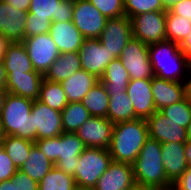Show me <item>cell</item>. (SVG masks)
Listing matches in <instances>:
<instances>
[{
  "label": "cell",
  "instance_id": "cell-1",
  "mask_svg": "<svg viewBox=\"0 0 191 190\" xmlns=\"http://www.w3.org/2000/svg\"><path fill=\"white\" fill-rule=\"evenodd\" d=\"M149 138L146 119H133L114 124L109 153L112 161L133 164Z\"/></svg>",
  "mask_w": 191,
  "mask_h": 190
},
{
  "label": "cell",
  "instance_id": "cell-2",
  "mask_svg": "<svg viewBox=\"0 0 191 190\" xmlns=\"http://www.w3.org/2000/svg\"><path fill=\"white\" fill-rule=\"evenodd\" d=\"M133 172L136 185L155 190H171L172 183L167 179L163 166L161 143L148 138L134 163Z\"/></svg>",
  "mask_w": 191,
  "mask_h": 190
},
{
  "label": "cell",
  "instance_id": "cell-3",
  "mask_svg": "<svg viewBox=\"0 0 191 190\" xmlns=\"http://www.w3.org/2000/svg\"><path fill=\"white\" fill-rule=\"evenodd\" d=\"M148 49L155 77L184 83L191 63L180 50L179 44L165 40L150 44Z\"/></svg>",
  "mask_w": 191,
  "mask_h": 190
},
{
  "label": "cell",
  "instance_id": "cell-4",
  "mask_svg": "<svg viewBox=\"0 0 191 190\" xmlns=\"http://www.w3.org/2000/svg\"><path fill=\"white\" fill-rule=\"evenodd\" d=\"M33 100L8 93L0 113L2 136L13 135L35 142L37 130L31 116Z\"/></svg>",
  "mask_w": 191,
  "mask_h": 190
},
{
  "label": "cell",
  "instance_id": "cell-5",
  "mask_svg": "<svg viewBox=\"0 0 191 190\" xmlns=\"http://www.w3.org/2000/svg\"><path fill=\"white\" fill-rule=\"evenodd\" d=\"M35 144L55 167L71 175H74L79 156L86 148L76 133L66 132L58 137L38 139Z\"/></svg>",
  "mask_w": 191,
  "mask_h": 190
},
{
  "label": "cell",
  "instance_id": "cell-6",
  "mask_svg": "<svg viewBox=\"0 0 191 190\" xmlns=\"http://www.w3.org/2000/svg\"><path fill=\"white\" fill-rule=\"evenodd\" d=\"M112 157L108 149L86 147L79 156L74 178L77 186L94 188L108 169Z\"/></svg>",
  "mask_w": 191,
  "mask_h": 190
},
{
  "label": "cell",
  "instance_id": "cell-7",
  "mask_svg": "<svg viewBox=\"0 0 191 190\" xmlns=\"http://www.w3.org/2000/svg\"><path fill=\"white\" fill-rule=\"evenodd\" d=\"M148 46L141 40L132 37L122 50L119 58L127 69L130 80L152 79L155 76L149 58Z\"/></svg>",
  "mask_w": 191,
  "mask_h": 190
},
{
  "label": "cell",
  "instance_id": "cell-8",
  "mask_svg": "<svg viewBox=\"0 0 191 190\" xmlns=\"http://www.w3.org/2000/svg\"><path fill=\"white\" fill-rule=\"evenodd\" d=\"M130 20L134 38L147 45L166 40V11L141 13Z\"/></svg>",
  "mask_w": 191,
  "mask_h": 190
},
{
  "label": "cell",
  "instance_id": "cell-9",
  "mask_svg": "<svg viewBox=\"0 0 191 190\" xmlns=\"http://www.w3.org/2000/svg\"><path fill=\"white\" fill-rule=\"evenodd\" d=\"M35 71L45 74L60 54L50 33L26 37L22 41Z\"/></svg>",
  "mask_w": 191,
  "mask_h": 190
},
{
  "label": "cell",
  "instance_id": "cell-10",
  "mask_svg": "<svg viewBox=\"0 0 191 190\" xmlns=\"http://www.w3.org/2000/svg\"><path fill=\"white\" fill-rule=\"evenodd\" d=\"M107 18L88 0H74L72 22L85 39L99 38Z\"/></svg>",
  "mask_w": 191,
  "mask_h": 190
},
{
  "label": "cell",
  "instance_id": "cell-11",
  "mask_svg": "<svg viewBox=\"0 0 191 190\" xmlns=\"http://www.w3.org/2000/svg\"><path fill=\"white\" fill-rule=\"evenodd\" d=\"M132 37L131 20L126 15H123L107 19L105 28L98 39L111 54L119 58L122 50Z\"/></svg>",
  "mask_w": 191,
  "mask_h": 190
},
{
  "label": "cell",
  "instance_id": "cell-12",
  "mask_svg": "<svg viewBox=\"0 0 191 190\" xmlns=\"http://www.w3.org/2000/svg\"><path fill=\"white\" fill-rule=\"evenodd\" d=\"M81 67L84 71L100 79L107 65L116 57L101 44L98 38L85 39L79 51Z\"/></svg>",
  "mask_w": 191,
  "mask_h": 190
},
{
  "label": "cell",
  "instance_id": "cell-13",
  "mask_svg": "<svg viewBox=\"0 0 191 190\" xmlns=\"http://www.w3.org/2000/svg\"><path fill=\"white\" fill-rule=\"evenodd\" d=\"M37 140L58 137L63 133L61 112L51 109L39 100H34L31 108Z\"/></svg>",
  "mask_w": 191,
  "mask_h": 190
},
{
  "label": "cell",
  "instance_id": "cell-14",
  "mask_svg": "<svg viewBox=\"0 0 191 190\" xmlns=\"http://www.w3.org/2000/svg\"><path fill=\"white\" fill-rule=\"evenodd\" d=\"M114 124L104 117L91 116L76 134L86 147L108 149Z\"/></svg>",
  "mask_w": 191,
  "mask_h": 190
},
{
  "label": "cell",
  "instance_id": "cell-15",
  "mask_svg": "<svg viewBox=\"0 0 191 190\" xmlns=\"http://www.w3.org/2000/svg\"><path fill=\"white\" fill-rule=\"evenodd\" d=\"M136 185L133 166L112 161L108 169L98 179L95 190H129Z\"/></svg>",
  "mask_w": 191,
  "mask_h": 190
},
{
  "label": "cell",
  "instance_id": "cell-16",
  "mask_svg": "<svg viewBox=\"0 0 191 190\" xmlns=\"http://www.w3.org/2000/svg\"><path fill=\"white\" fill-rule=\"evenodd\" d=\"M149 138L157 140L160 143H186V128L178 126L163 115L156 111L147 119Z\"/></svg>",
  "mask_w": 191,
  "mask_h": 190
},
{
  "label": "cell",
  "instance_id": "cell-17",
  "mask_svg": "<svg viewBox=\"0 0 191 190\" xmlns=\"http://www.w3.org/2000/svg\"><path fill=\"white\" fill-rule=\"evenodd\" d=\"M152 79L130 80L126 93L134 106L135 116L140 119H148L156 112L151 91Z\"/></svg>",
  "mask_w": 191,
  "mask_h": 190
},
{
  "label": "cell",
  "instance_id": "cell-18",
  "mask_svg": "<svg viewBox=\"0 0 191 190\" xmlns=\"http://www.w3.org/2000/svg\"><path fill=\"white\" fill-rule=\"evenodd\" d=\"M74 0H31L28 13L52 22L72 21Z\"/></svg>",
  "mask_w": 191,
  "mask_h": 190
},
{
  "label": "cell",
  "instance_id": "cell-19",
  "mask_svg": "<svg viewBox=\"0 0 191 190\" xmlns=\"http://www.w3.org/2000/svg\"><path fill=\"white\" fill-rule=\"evenodd\" d=\"M26 11L13 8L0 0V34L10 42H22L25 38Z\"/></svg>",
  "mask_w": 191,
  "mask_h": 190
},
{
  "label": "cell",
  "instance_id": "cell-20",
  "mask_svg": "<svg viewBox=\"0 0 191 190\" xmlns=\"http://www.w3.org/2000/svg\"><path fill=\"white\" fill-rule=\"evenodd\" d=\"M43 74L27 72L26 74H6L5 89L8 93L22 96L31 100L39 97Z\"/></svg>",
  "mask_w": 191,
  "mask_h": 190
},
{
  "label": "cell",
  "instance_id": "cell-21",
  "mask_svg": "<svg viewBox=\"0 0 191 190\" xmlns=\"http://www.w3.org/2000/svg\"><path fill=\"white\" fill-rule=\"evenodd\" d=\"M49 33L60 54L78 52L85 40L72 21L52 22Z\"/></svg>",
  "mask_w": 191,
  "mask_h": 190
},
{
  "label": "cell",
  "instance_id": "cell-22",
  "mask_svg": "<svg viewBox=\"0 0 191 190\" xmlns=\"http://www.w3.org/2000/svg\"><path fill=\"white\" fill-rule=\"evenodd\" d=\"M185 143H161L163 166L167 179L173 184L187 170Z\"/></svg>",
  "mask_w": 191,
  "mask_h": 190
},
{
  "label": "cell",
  "instance_id": "cell-23",
  "mask_svg": "<svg viewBox=\"0 0 191 190\" xmlns=\"http://www.w3.org/2000/svg\"><path fill=\"white\" fill-rule=\"evenodd\" d=\"M151 87L156 111L185 98V87L182 82L160 79L154 76Z\"/></svg>",
  "mask_w": 191,
  "mask_h": 190
},
{
  "label": "cell",
  "instance_id": "cell-24",
  "mask_svg": "<svg viewBox=\"0 0 191 190\" xmlns=\"http://www.w3.org/2000/svg\"><path fill=\"white\" fill-rule=\"evenodd\" d=\"M99 82V79L83 69L76 71L68 79L61 82L68 103L81 102L89 90Z\"/></svg>",
  "mask_w": 191,
  "mask_h": 190
},
{
  "label": "cell",
  "instance_id": "cell-25",
  "mask_svg": "<svg viewBox=\"0 0 191 190\" xmlns=\"http://www.w3.org/2000/svg\"><path fill=\"white\" fill-rule=\"evenodd\" d=\"M80 69L82 67L78 52L62 53L58 55L43 77L45 80L61 83Z\"/></svg>",
  "mask_w": 191,
  "mask_h": 190
},
{
  "label": "cell",
  "instance_id": "cell-26",
  "mask_svg": "<svg viewBox=\"0 0 191 190\" xmlns=\"http://www.w3.org/2000/svg\"><path fill=\"white\" fill-rule=\"evenodd\" d=\"M3 64L6 74H26L34 70L27 50L22 42H11L7 48Z\"/></svg>",
  "mask_w": 191,
  "mask_h": 190
},
{
  "label": "cell",
  "instance_id": "cell-27",
  "mask_svg": "<svg viewBox=\"0 0 191 190\" xmlns=\"http://www.w3.org/2000/svg\"><path fill=\"white\" fill-rule=\"evenodd\" d=\"M109 106L107 119L113 124L137 119L134 106L125 92H108Z\"/></svg>",
  "mask_w": 191,
  "mask_h": 190
},
{
  "label": "cell",
  "instance_id": "cell-28",
  "mask_svg": "<svg viewBox=\"0 0 191 190\" xmlns=\"http://www.w3.org/2000/svg\"><path fill=\"white\" fill-rule=\"evenodd\" d=\"M99 81L105 86L107 92H125L130 77L120 58H116L107 65Z\"/></svg>",
  "mask_w": 191,
  "mask_h": 190
},
{
  "label": "cell",
  "instance_id": "cell-29",
  "mask_svg": "<svg viewBox=\"0 0 191 190\" xmlns=\"http://www.w3.org/2000/svg\"><path fill=\"white\" fill-rule=\"evenodd\" d=\"M53 167L54 163L34 144L29 151L27 160L19 170L24 172L31 179L39 182Z\"/></svg>",
  "mask_w": 191,
  "mask_h": 190
},
{
  "label": "cell",
  "instance_id": "cell-30",
  "mask_svg": "<svg viewBox=\"0 0 191 190\" xmlns=\"http://www.w3.org/2000/svg\"><path fill=\"white\" fill-rule=\"evenodd\" d=\"M81 103L89 111L91 116L107 118L109 94L101 81L89 90L81 100Z\"/></svg>",
  "mask_w": 191,
  "mask_h": 190
},
{
  "label": "cell",
  "instance_id": "cell-31",
  "mask_svg": "<svg viewBox=\"0 0 191 190\" xmlns=\"http://www.w3.org/2000/svg\"><path fill=\"white\" fill-rule=\"evenodd\" d=\"M3 148L17 169H20L29 156L31 147L35 144L27 139L6 135L0 138Z\"/></svg>",
  "mask_w": 191,
  "mask_h": 190
},
{
  "label": "cell",
  "instance_id": "cell-32",
  "mask_svg": "<svg viewBox=\"0 0 191 190\" xmlns=\"http://www.w3.org/2000/svg\"><path fill=\"white\" fill-rule=\"evenodd\" d=\"M51 109L61 112L68 104V99L64 93L61 83L43 79L38 99Z\"/></svg>",
  "mask_w": 191,
  "mask_h": 190
},
{
  "label": "cell",
  "instance_id": "cell-33",
  "mask_svg": "<svg viewBox=\"0 0 191 190\" xmlns=\"http://www.w3.org/2000/svg\"><path fill=\"white\" fill-rule=\"evenodd\" d=\"M63 132L76 133L90 117L89 111L81 102H71L61 111Z\"/></svg>",
  "mask_w": 191,
  "mask_h": 190
},
{
  "label": "cell",
  "instance_id": "cell-34",
  "mask_svg": "<svg viewBox=\"0 0 191 190\" xmlns=\"http://www.w3.org/2000/svg\"><path fill=\"white\" fill-rule=\"evenodd\" d=\"M38 186V190H74L77 185L73 175L65 173L54 166L38 182Z\"/></svg>",
  "mask_w": 191,
  "mask_h": 190
},
{
  "label": "cell",
  "instance_id": "cell-35",
  "mask_svg": "<svg viewBox=\"0 0 191 190\" xmlns=\"http://www.w3.org/2000/svg\"><path fill=\"white\" fill-rule=\"evenodd\" d=\"M191 30V20L166 10V40L180 44Z\"/></svg>",
  "mask_w": 191,
  "mask_h": 190
},
{
  "label": "cell",
  "instance_id": "cell-36",
  "mask_svg": "<svg viewBox=\"0 0 191 190\" xmlns=\"http://www.w3.org/2000/svg\"><path fill=\"white\" fill-rule=\"evenodd\" d=\"M178 126L187 128L191 121V102L185 97L183 100L168 105L159 110Z\"/></svg>",
  "mask_w": 191,
  "mask_h": 190
},
{
  "label": "cell",
  "instance_id": "cell-37",
  "mask_svg": "<svg viewBox=\"0 0 191 190\" xmlns=\"http://www.w3.org/2000/svg\"><path fill=\"white\" fill-rule=\"evenodd\" d=\"M124 10L129 19L141 13L166 11L162 0H124Z\"/></svg>",
  "mask_w": 191,
  "mask_h": 190
},
{
  "label": "cell",
  "instance_id": "cell-38",
  "mask_svg": "<svg viewBox=\"0 0 191 190\" xmlns=\"http://www.w3.org/2000/svg\"><path fill=\"white\" fill-rule=\"evenodd\" d=\"M107 19L125 15L124 0H88Z\"/></svg>",
  "mask_w": 191,
  "mask_h": 190
},
{
  "label": "cell",
  "instance_id": "cell-39",
  "mask_svg": "<svg viewBox=\"0 0 191 190\" xmlns=\"http://www.w3.org/2000/svg\"><path fill=\"white\" fill-rule=\"evenodd\" d=\"M51 23L52 21L48 18L32 17V14L27 12L25 38L49 33Z\"/></svg>",
  "mask_w": 191,
  "mask_h": 190
},
{
  "label": "cell",
  "instance_id": "cell-40",
  "mask_svg": "<svg viewBox=\"0 0 191 190\" xmlns=\"http://www.w3.org/2000/svg\"><path fill=\"white\" fill-rule=\"evenodd\" d=\"M17 170L0 140V182L11 179Z\"/></svg>",
  "mask_w": 191,
  "mask_h": 190
},
{
  "label": "cell",
  "instance_id": "cell-41",
  "mask_svg": "<svg viewBox=\"0 0 191 190\" xmlns=\"http://www.w3.org/2000/svg\"><path fill=\"white\" fill-rule=\"evenodd\" d=\"M16 181V190H38V182L31 179L21 170H17L12 177Z\"/></svg>",
  "mask_w": 191,
  "mask_h": 190
},
{
  "label": "cell",
  "instance_id": "cell-42",
  "mask_svg": "<svg viewBox=\"0 0 191 190\" xmlns=\"http://www.w3.org/2000/svg\"><path fill=\"white\" fill-rule=\"evenodd\" d=\"M168 10L172 14L191 20V0H179Z\"/></svg>",
  "mask_w": 191,
  "mask_h": 190
},
{
  "label": "cell",
  "instance_id": "cell-43",
  "mask_svg": "<svg viewBox=\"0 0 191 190\" xmlns=\"http://www.w3.org/2000/svg\"><path fill=\"white\" fill-rule=\"evenodd\" d=\"M171 190H191V167H188L178 180L173 183Z\"/></svg>",
  "mask_w": 191,
  "mask_h": 190
},
{
  "label": "cell",
  "instance_id": "cell-44",
  "mask_svg": "<svg viewBox=\"0 0 191 190\" xmlns=\"http://www.w3.org/2000/svg\"><path fill=\"white\" fill-rule=\"evenodd\" d=\"M15 9L28 12L31 0H2Z\"/></svg>",
  "mask_w": 191,
  "mask_h": 190
},
{
  "label": "cell",
  "instance_id": "cell-45",
  "mask_svg": "<svg viewBox=\"0 0 191 190\" xmlns=\"http://www.w3.org/2000/svg\"><path fill=\"white\" fill-rule=\"evenodd\" d=\"M179 48L186 59L191 63V30L185 40L179 44Z\"/></svg>",
  "mask_w": 191,
  "mask_h": 190
},
{
  "label": "cell",
  "instance_id": "cell-46",
  "mask_svg": "<svg viewBox=\"0 0 191 190\" xmlns=\"http://www.w3.org/2000/svg\"><path fill=\"white\" fill-rule=\"evenodd\" d=\"M184 87H185V97L191 102V66L184 80Z\"/></svg>",
  "mask_w": 191,
  "mask_h": 190
},
{
  "label": "cell",
  "instance_id": "cell-47",
  "mask_svg": "<svg viewBox=\"0 0 191 190\" xmlns=\"http://www.w3.org/2000/svg\"><path fill=\"white\" fill-rule=\"evenodd\" d=\"M11 42L0 34V60L3 61L7 48Z\"/></svg>",
  "mask_w": 191,
  "mask_h": 190
},
{
  "label": "cell",
  "instance_id": "cell-48",
  "mask_svg": "<svg viewBox=\"0 0 191 190\" xmlns=\"http://www.w3.org/2000/svg\"><path fill=\"white\" fill-rule=\"evenodd\" d=\"M0 190H16V181L11 178L0 182Z\"/></svg>",
  "mask_w": 191,
  "mask_h": 190
},
{
  "label": "cell",
  "instance_id": "cell-49",
  "mask_svg": "<svg viewBox=\"0 0 191 190\" xmlns=\"http://www.w3.org/2000/svg\"><path fill=\"white\" fill-rule=\"evenodd\" d=\"M184 151H185V157H186L188 167H191V142L190 141H187L185 143Z\"/></svg>",
  "mask_w": 191,
  "mask_h": 190
},
{
  "label": "cell",
  "instance_id": "cell-50",
  "mask_svg": "<svg viewBox=\"0 0 191 190\" xmlns=\"http://www.w3.org/2000/svg\"><path fill=\"white\" fill-rule=\"evenodd\" d=\"M6 83V72L3 61L0 60V87H5Z\"/></svg>",
  "mask_w": 191,
  "mask_h": 190
},
{
  "label": "cell",
  "instance_id": "cell-51",
  "mask_svg": "<svg viewBox=\"0 0 191 190\" xmlns=\"http://www.w3.org/2000/svg\"><path fill=\"white\" fill-rule=\"evenodd\" d=\"M7 94H8V91L5 89V87H0V113L4 106V102H5Z\"/></svg>",
  "mask_w": 191,
  "mask_h": 190
},
{
  "label": "cell",
  "instance_id": "cell-52",
  "mask_svg": "<svg viewBox=\"0 0 191 190\" xmlns=\"http://www.w3.org/2000/svg\"><path fill=\"white\" fill-rule=\"evenodd\" d=\"M177 1H179V0H162L166 10L171 8Z\"/></svg>",
  "mask_w": 191,
  "mask_h": 190
},
{
  "label": "cell",
  "instance_id": "cell-53",
  "mask_svg": "<svg viewBox=\"0 0 191 190\" xmlns=\"http://www.w3.org/2000/svg\"><path fill=\"white\" fill-rule=\"evenodd\" d=\"M186 137H187V141L191 142V121L186 128Z\"/></svg>",
  "mask_w": 191,
  "mask_h": 190
},
{
  "label": "cell",
  "instance_id": "cell-54",
  "mask_svg": "<svg viewBox=\"0 0 191 190\" xmlns=\"http://www.w3.org/2000/svg\"><path fill=\"white\" fill-rule=\"evenodd\" d=\"M129 190H155V189H152V188H149V187L135 185L133 188H131Z\"/></svg>",
  "mask_w": 191,
  "mask_h": 190
},
{
  "label": "cell",
  "instance_id": "cell-55",
  "mask_svg": "<svg viewBox=\"0 0 191 190\" xmlns=\"http://www.w3.org/2000/svg\"><path fill=\"white\" fill-rule=\"evenodd\" d=\"M74 190H95L94 188L76 186Z\"/></svg>",
  "mask_w": 191,
  "mask_h": 190
},
{
  "label": "cell",
  "instance_id": "cell-56",
  "mask_svg": "<svg viewBox=\"0 0 191 190\" xmlns=\"http://www.w3.org/2000/svg\"><path fill=\"white\" fill-rule=\"evenodd\" d=\"M2 137V126H1V116H0V138Z\"/></svg>",
  "mask_w": 191,
  "mask_h": 190
}]
</instances>
